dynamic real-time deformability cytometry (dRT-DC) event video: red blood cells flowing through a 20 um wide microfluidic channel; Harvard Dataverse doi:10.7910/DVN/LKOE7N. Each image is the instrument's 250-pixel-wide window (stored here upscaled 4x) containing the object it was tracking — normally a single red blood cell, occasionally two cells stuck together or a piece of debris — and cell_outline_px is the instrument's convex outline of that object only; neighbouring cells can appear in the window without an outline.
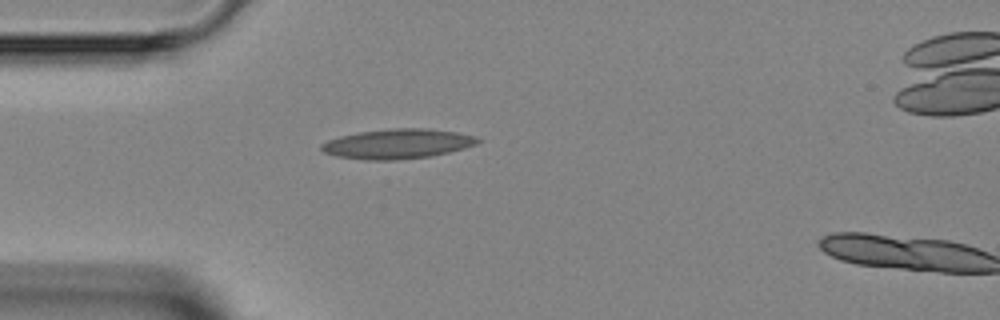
{"species": "Egyptian fruit bat (a non-hibernating species)", "species_latin": "Rousettus aegyptiacus", "temperature_condition": "room temperature", "stored_images_in_passage": 2, "camera_frame_rate_fps": 3000, "um_per_image_px": 0.085, "animal": {"sex": "female"}, "frame": {"image": 1, "passage_image": 1, "time_ms": 0.0, "image_size_px": [1000, 320], "cell_outline_px": [[484, 140], [476, 144], [464, 148], [432, 156], [396, 160], [364, 160], [336, 156], [324, 152], [320, 148], [320, 144], [328, 140], [340, 136], [360, 132], [388, 128], [428, 128], [456, 132], [476, 136]], "centroid_in_image_um": [33.8, 12.22], "position_along_channel_um": 51.2, "area_um2": 27.28}}